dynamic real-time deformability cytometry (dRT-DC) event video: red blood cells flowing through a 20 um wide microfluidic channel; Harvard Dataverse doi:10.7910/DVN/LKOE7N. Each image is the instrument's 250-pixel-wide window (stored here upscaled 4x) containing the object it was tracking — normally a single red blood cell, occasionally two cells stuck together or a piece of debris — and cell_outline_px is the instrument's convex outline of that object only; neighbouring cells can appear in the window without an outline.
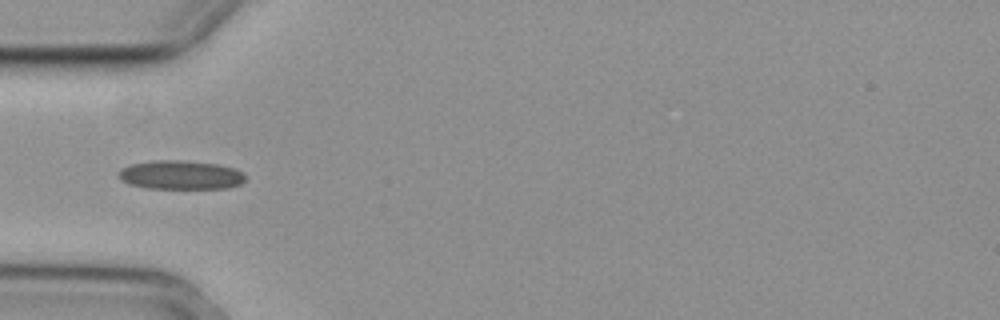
{"species": "common noctule bat (a hibernating species)", "species_latin": "Nyctalus noctula", "temperature_condition": "cold", "stored_images_in_passage": 4, "camera_frame_rate_fps": 3000, "um_per_image_px": 0.085, "animal": {"sex": "female", "body_mass_g": 29.2, "forearm_length_mm": 56.3}, "frame": {"image": 1, "passage_image": 1, "time_ms": 0.0, "image_size_px": [1000, 320], "cell_outline_px": [[244, 180], [240, 184], [228, 188], [148, 188], [128, 184], [120, 180], [120, 172], [124, 168], [132, 164], [156, 160], [176, 160], [216, 164], [232, 168], [240, 172], [244, 176]], "centroid_in_image_um": [15.34, 14.88], "position_along_channel_um": 69.7, "area_um2": 20.87}}